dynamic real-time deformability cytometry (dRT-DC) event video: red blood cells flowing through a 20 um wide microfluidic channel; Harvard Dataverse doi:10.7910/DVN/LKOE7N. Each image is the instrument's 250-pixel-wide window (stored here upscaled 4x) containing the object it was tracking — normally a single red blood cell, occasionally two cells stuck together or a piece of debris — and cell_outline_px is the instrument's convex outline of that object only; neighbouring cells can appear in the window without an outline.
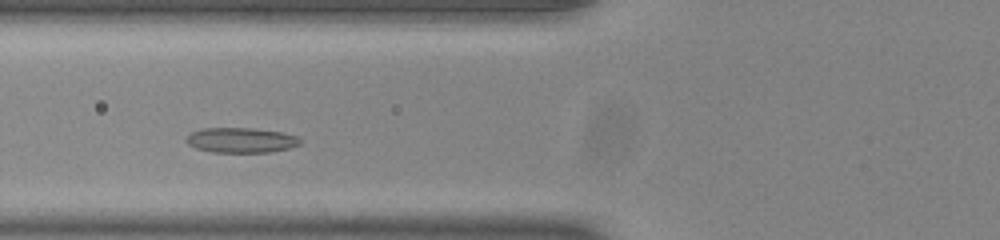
{"species": "common noctule bat (a hibernating species)", "species_latin": "Nyctalus noctula", "temperature_condition": "room temperature", "stored_images_in_passage": 42, "camera_frame_rate_fps": 3000, "um_per_image_px": 0.085, "animal": {"sex": "male", "body_mass_g": 20.0, "forearm_length_mm": 53.3}, "frame": {"image": 1, "passage_image": 10, "time_ms": 3.0, "image_size_px": [1000, 240], "cell_outline_px": [[300, 144], [288, 148], [268, 152], [212, 152], [196, 148], [188, 144], [184, 140], [192, 132], [200, 128], [252, 128], [280, 132], [296, 136], [300, 140]], "centroid_in_image_um": [20.44, 11.91], "position_along_channel_um": 105.4, "area_um2": 16.47}}
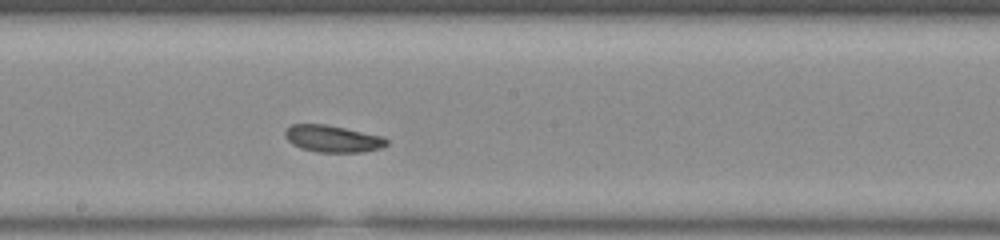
{"frame": {"image": 2, "passage_image": 19, "time_ms": 6.0, "image_size_px": [1000, 240], "cell_outline_px": [[388, 144], [380, 148], [364, 152], [316, 152], [300, 148], [292, 144], [284, 136], [284, 132], [292, 124], [324, 124], [384, 136], [388, 140]], "centroid_in_image_um": [28.28, 11.8], "position_along_channel_um": 219.9, "area_um2": 15.95}}
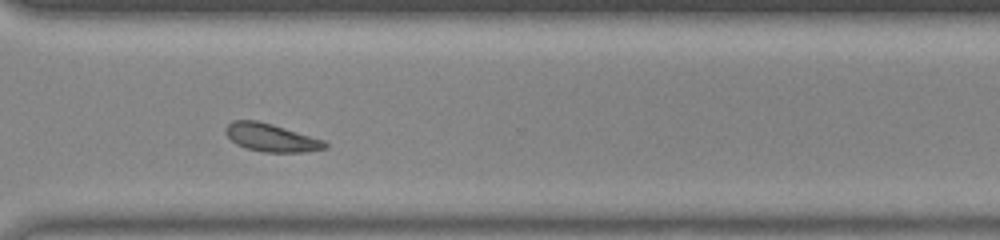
{"frame": {"image": 3, "passage_image": 29, "time_ms": 9.333, "image_size_px": [1000, 240], "cell_outline_px": [[328, 148], [304, 152], [264, 152], [244, 148], [236, 144], [224, 132], [224, 128], [232, 120], [256, 120], [272, 124], [324, 140], [328, 144]], "centroid_in_image_um": [23.03, 11.7], "position_along_channel_um": 347.6, "area_um2": 16.24}, "authors_computed_cell_mechanics": {"area_um2": 16.2418, "velocity_mm_per_s": 3.8259, "shape_relaxation_time_tau1_ms": 4.9965, "shape_relaxation_time_tau2_ms": 8.0117, "deformation_change_tau1": 0.0905, "deformation_change_tau2": 0.1279}}